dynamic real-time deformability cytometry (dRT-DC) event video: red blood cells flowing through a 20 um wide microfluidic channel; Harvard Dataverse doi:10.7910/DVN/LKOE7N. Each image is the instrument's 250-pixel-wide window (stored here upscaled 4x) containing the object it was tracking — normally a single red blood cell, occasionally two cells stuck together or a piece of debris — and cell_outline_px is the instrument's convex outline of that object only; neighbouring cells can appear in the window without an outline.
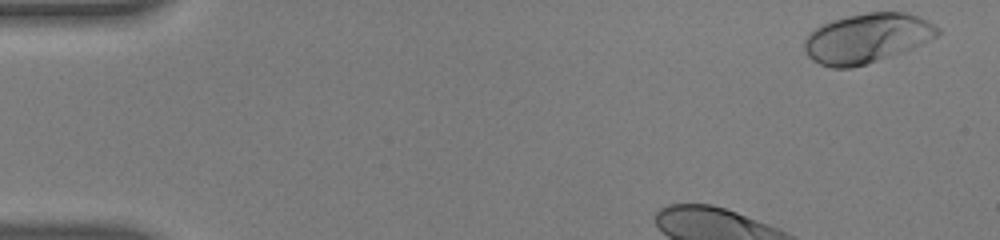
{"species": "human", "species_latin": "Homo sapiens", "temperature_condition": "warm", "stored_images_in_passage": 39, "camera_frame_rate_fps": 3000, "um_per_image_px": 0.085, "donor": {"sex": "male"}, "frame": {"image": 1, "passage_image": 1, "time_ms": 0.0, "image_size_px": [1000, 240], "cell_outline_px": [[940, 32], [936, 36], [920, 44], [900, 52], [868, 64], [852, 68], [832, 68], [820, 64], [812, 60], [804, 52], [804, 40], [808, 32], [820, 24], [832, 20], [848, 16], [868, 12], [904, 12], [928, 20], [940, 28]], "centroid_in_image_um": [73.63, 3.25], "position_along_channel_um": 11.4, "area_um2": 38.49}}
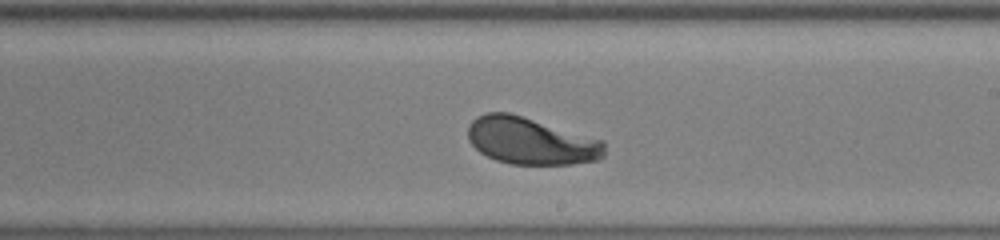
{"frame": {"image": 2, "passage_image": 26, "time_ms": 8.333, "image_size_px": [1000, 240], "cell_outline_px": [[604, 156], [600, 160], [572, 164], [512, 164], [496, 160], [480, 152], [468, 140], [468, 124], [476, 116], [484, 112], [512, 112], [604, 140]], "centroid_in_image_um": [45.13, 11.96], "position_along_channel_um": 243.9, "area_um2": 37.92}}
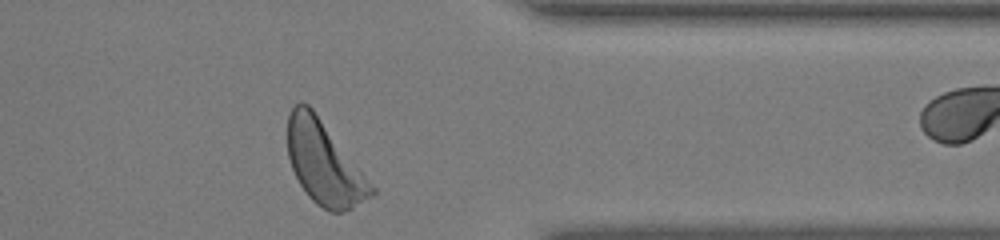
{"frame": {"image": 3, "passage_image": 38, "time_ms": 12.333, "image_size_px": [1000, 240], "cell_outline_px": [[376, 196], [352, 208], [340, 212], [328, 212], [316, 204], [308, 196], [300, 184], [292, 168], [288, 156], [288, 112], [300, 100], [308, 104], [312, 108], [376, 188]], "centroid_in_image_um": [27.57, 13.89], "position_along_channel_um": 383.8, "area_um2": 40.46}, "authors_computed_cell_mechanics": {"area_um2": 37.9168, "velocity_mm_per_s": 3.7617, "shape_relaxation_time_tau1_ms": 2.0083, "shape_relaxation_time_tau2_ms": null, "deformation_change_tau1": 0.1509, "deformation_change_tau2": null}}